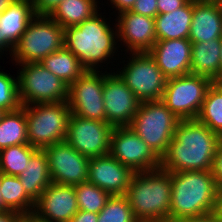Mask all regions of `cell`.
<instances>
[{
  "mask_svg": "<svg viewBox=\"0 0 222 222\" xmlns=\"http://www.w3.org/2000/svg\"><path fill=\"white\" fill-rule=\"evenodd\" d=\"M36 15H49L63 0H31Z\"/></svg>",
  "mask_w": 222,
  "mask_h": 222,
  "instance_id": "obj_35",
  "label": "cell"
},
{
  "mask_svg": "<svg viewBox=\"0 0 222 222\" xmlns=\"http://www.w3.org/2000/svg\"><path fill=\"white\" fill-rule=\"evenodd\" d=\"M192 42L189 39L157 40L149 51L167 78L190 73Z\"/></svg>",
  "mask_w": 222,
  "mask_h": 222,
  "instance_id": "obj_19",
  "label": "cell"
},
{
  "mask_svg": "<svg viewBox=\"0 0 222 222\" xmlns=\"http://www.w3.org/2000/svg\"><path fill=\"white\" fill-rule=\"evenodd\" d=\"M130 11L155 18L158 15L157 0H136Z\"/></svg>",
  "mask_w": 222,
  "mask_h": 222,
  "instance_id": "obj_34",
  "label": "cell"
},
{
  "mask_svg": "<svg viewBox=\"0 0 222 222\" xmlns=\"http://www.w3.org/2000/svg\"><path fill=\"white\" fill-rule=\"evenodd\" d=\"M37 150L38 148L29 144L13 145L0 150V173L20 176Z\"/></svg>",
  "mask_w": 222,
  "mask_h": 222,
  "instance_id": "obj_29",
  "label": "cell"
},
{
  "mask_svg": "<svg viewBox=\"0 0 222 222\" xmlns=\"http://www.w3.org/2000/svg\"><path fill=\"white\" fill-rule=\"evenodd\" d=\"M78 210L99 213L111 196L107 191L100 189L95 184L84 182L74 185Z\"/></svg>",
  "mask_w": 222,
  "mask_h": 222,
  "instance_id": "obj_31",
  "label": "cell"
},
{
  "mask_svg": "<svg viewBox=\"0 0 222 222\" xmlns=\"http://www.w3.org/2000/svg\"><path fill=\"white\" fill-rule=\"evenodd\" d=\"M64 46V28L48 15H36L15 45L11 61L16 64L40 62Z\"/></svg>",
  "mask_w": 222,
  "mask_h": 222,
  "instance_id": "obj_7",
  "label": "cell"
},
{
  "mask_svg": "<svg viewBox=\"0 0 222 222\" xmlns=\"http://www.w3.org/2000/svg\"><path fill=\"white\" fill-rule=\"evenodd\" d=\"M169 221L214 212L219 193L212 171L171 172Z\"/></svg>",
  "mask_w": 222,
  "mask_h": 222,
  "instance_id": "obj_3",
  "label": "cell"
},
{
  "mask_svg": "<svg viewBox=\"0 0 222 222\" xmlns=\"http://www.w3.org/2000/svg\"><path fill=\"white\" fill-rule=\"evenodd\" d=\"M16 0H0V15Z\"/></svg>",
  "mask_w": 222,
  "mask_h": 222,
  "instance_id": "obj_44",
  "label": "cell"
},
{
  "mask_svg": "<svg viewBox=\"0 0 222 222\" xmlns=\"http://www.w3.org/2000/svg\"><path fill=\"white\" fill-rule=\"evenodd\" d=\"M48 160L52 183L77 185L87 182L89 158L77 152L66 141L43 149Z\"/></svg>",
  "mask_w": 222,
  "mask_h": 222,
  "instance_id": "obj_14",
  "label": "cell"
},
{
  "mask_svg": "<svg viewBox=\"0 0 222 222\" xmlns=\"http://www.w3.org/2000/svg\"><path fill=\"white\" fill-rule=\"evenodd\" d=\"M26 218L13 211L0 212V222H25Z\"/></svg>",
  "mask_w": 222,
  "mask_h": 222,
  "instance_id": "obj_41",
  "label": "cell"
},
{
  "mask_svg": "<svg viewBox=\"0 0 222 222\" xmlns=\"http://www.w3.org/2000/svg\"><path fill=\"white\" fill-rule=\"evenodd\" d=\"M19 144H29L25 106L5 112L0 120V150Z\"/></svg>",
  "mask_w": 222,
  "mask_h": 222,
  "instance_id": "obj_28",
  "label": "cell"
},
{
  "mask_svg": "<svg viewBox=\"0 0 222 222\" xmlns=\"http://www.w3.org/2000/svg\"><path fill=\"white\" fill-rule=\"evenodd\" d=\"M214 212L218 216V218L222 221V190L219 191L217 201H216V207Z\"/></svg>",
  "mask_w": 222,
  "mask_h": 222,
  "instance_id": "obj_42",
  "label": "cell"
},
{
  "mask_svg": "<svg viewBox=\"0 0 222 222\" xmlns=\"http://www.w3.org/2000/svg\"><path fill=\"white\" fill-rule=\"evenodd\" d=\"M123 68L116 71L126 86L142 102L160 101L163 98L167 77L157 66L149 52L129 53ZM121 70V71H120Z\"/></svg>",
  "mask_w": 222,
  "mask_h": 222,
  "instance_id": "obj_9",
  "label": "cell"
},
{
  "mask_svg": "<svg viewBox=\"0 0 222 222\" xmlns=\"http://www.w3.org/2000/svg\"><path fill=\"white\" fill-rule=\"evenodd\" d=\"M138 222H172L168 220H151V221H138Z\"/></svg>",
  "mask_w": 222,
  "mask_h": 222,
  "instance_id": "obj_48",
  "label": "cell"
},
{
  "mask_svg": "<svg viewBox=\"0 0 222 222\" xmlns=\"http://www.w3.org/2000/svg\"><path fill=\"white\" fill-rule=\"evenodd\" d=\"M174 222H222L215 212L207 213L200 216L182 217Z\"/></svg>",
  "mask_w": 222,
  "mask_h": 222,
  "instance_id": "obj_38",
  "label": "cell"
},
{
  "mask_svg": "<svg viewBox=\"0 0 222 222\" xmlns=\"http://www.w3.org/2000/svg\"><path fill=\"white\" fill-rule=\"evenodd\" d=\"M4 52L9 53L11 56L13 53V50L3 41V39L1 38V33H0V56H1L0 58L1 59H2V55L4 54Z\"/></svg>",
  "mask_w": 222,
  "mask_h": 222,
  "instance_id": "obj_43",
  "label": "cell"
},
{
  "mask_svg": "<svg viewBox=\"0 0 222 222\" xmlns=\"http://www.w3.org/2000/svg\"><path fill=\"white\" fill-rule=\"evenodd\" d=\"M78 212L75 188L51 183L35 201L32 222H69Z\"/></svg>",
  "mask_w": 222,
  "mask_h": 222,
  "instance_id": "obj_16",
  "label": "cell"
},
{
  "mask_svg": "<svg viewBox=\"0 0 222 222\" xmlns=\"http://www.w3.org/2000/svg\"><path fill=\"white\" fill-rule=\"evenodd\" d=\"M133 174L129 167L106 154L89 159L87 181L110 195H126Z\"/></svg>",
  "mask_w": 222,
  "mask_h": 222,
  "instance_id": "obj_18",
  "label": "cell"
},
{
  "mask_svg": "<svg viewBox=\"0 0 222 222\" xmlns=\"http://www.w3.org/2000/svg\"><path fill=\"white\" fill-rule=\"evenodd\" d=\"M4 113H5V112L0 109V120H1V117H2V115H3Z\"/></svg>",
  "mask_w": 222,
  "mask_h": 222,
  "instance_id": "obj_49",
  "label": "cell"
},
{
  "mask_svg": "<svg viewBox=\"0 0 222 222\" xmlns=\"http://www.w3.org/2000/svg\"><path fill=\"white\" fill-rule=\"evenodd\" d=\"M0 193L4 207L29 219L35 202L25 192L18 176L0 173Z\"/></svg>",
  "mask_w": 222,
  "mask_h": 222,
  "instance_id": "obj_26",
  "label": "cell"
},
{
  "mask_svg": "<svg viewBox=\"0 0 222 222\" xmlns=\"http://www.w3.org/2000/svg\"><path fill=\"white\" fill-rule=\"evenodd\" d=\"M18 177L27 195L35 202L52 183L47 156L43 149H38L31 156L25 171Z\"/></svg>",
  "mask_w": 222,
  "mask_h": 222,
  "instance_id": "obj_24",
  "label": "cell"
},
{
  "mask_svg": "<svg viewBox=\"0 0 222 222\" xmlns=\"http://www.w3.org/2000/svg\"><path fill=\"white\" fill-rule=\"evenodd\" d=\"M171 193V172L158 168L135 172L131 177L126 197L138 221H169Z\"/></svg>",
  "mask_w": 222,
  "mask_h": 222,
  "instance_id": "obj_4",
  "label": "cell"
},
{
  "mask_svg": "<svg viewBox=\"0 0 222 222\" xmlns=\"http://www.w3.org/2000/svg\"><path fill=\"white\" fill-rule=\"evenodd\" d=\"M22 106L68 101L69 86L39 62L15 64Z\"/></svg>",
  "mask_w": 222,
  "mask_h": 222,
  "instance_id": "obj_8",
  "label": "cell"
},
{
  "mask_svg": "<svg viewBox=\"0 0 222 222\" xmlns=\"http://www.w3.org/2000/svg\"><path fill=\"white\" fill-rule=\"evenodd\" d=\"M98 214L93 212H87L83 210H78L77 213L73 215L69 222H97Z\"/></svg>",
  "mask_w": 222,
  "mask_h": 222,
  "instance_id": "obj_39",
  "label": "cell"
},
{
  "mask_svg": "<svg viewBox=\"0 0 222 222\" xmlns=\"http://www.w3.org/2000/svg\"><path fill=\"white\" fill-rule=\"evenodd\" d=\"M222 137L197 119L180 120L161 168L168 172L212 171Z\"/></svg>",
  "mask_w": 222,
  "mask_h": 222,
  "instance_id": "obj_1",
  "label": "cell"
},
{
  "mask_svg": "<svg viewBox=\"0 0 222 222\" xmlns=\"http://www.w3.org/2000/svg\"><path fill=\"white\" fill-rule=\"evenodd\" d=\"M103 100L106 122L113 127L129 126L141 103L111 69L104 72Z\"/></svg>",
  "mask_w": 222,
  "mask_h": 222,
  "instance_id": "obj_15",
  "label": "cell"
},
{
  "mask_svg": "<svg viewBox=\"0 0 222 222\" xmlns=\"http://www.w3.org/2000/svg\"><path fill=\"white\" fill-rule=\"evenodd\" d=\"M104 72L86 71L68 89L71 113L91 120L106 122L103 100Z\"/></svg>",
  "mask_w": 222,
  "mask_h": 222,
  "instance_id": "obj_13",
  "label": "cell"
},
{
  "mask_svg": "<svg viewBox=\"0 0 222 222\" xmlns=\"http://www.w3.org/2000/svg\"><path fill=\"white\" fill-rule=\"evenodd\" d=\"M113 128L107 122L71 114L65 141L89 159L104 156L110 154Z\"/></svg>",
  "mask_w": 222,
  "mask_h": 222,
  "instance_id": "obj_11",
  "label": "cell"
},
{
  "mask_svg": "<svg viewBox=\"0 0 222 222\" xmlns=\"http://www.w3.org/2000/svg\"><path fill=\"white\" fill-rule=\"evenodd\" d=\"M194 0L173 12L158 14L155 20L157 40L189 39Z\"/></svg>",
  "mask_w": 222,
  "mask_h": 222,
  "instance_id": "obj_22",
  "label": "cell"
},
{
  "mask_svg": "<svg viewBox=\"0 0 222 222\" xmlns=\"http://www.w3.org/2000/svg\"><path fill=\"white\" fill-rule=\"evenodd\" d=\"M196 119L222 137V92L214 83L208 89Z\"/></svg>",
  "mask_w": 222,
  "mask_h": 222,
  "instance_id": "obj_30",
  "label": "cell"
},
{
  "mask_svg": "<svg viewBox=\"0 0 222 222\" xmlns=\"http://www.w3.org/2000/svg\"><path fill=\"white\" fill-rule=\"evenodd\" d=\"M1 70V69H0ZM18 88V77L0 71V109L4 112L14 111L21 107Z\"/></svg>",
  "mask_w": 222,
  "mask_h": 222,
  "instance_id": "obj_33",
  "label": "cell"
},
{
  "mask_svg": "<svg viewBox=\"0 0 222 222\" xmlns=\"http://www.w3.org/2000/svg\"><path fill=\"white\" fill-rule=\"evenodd\" d=\"M110 155L134 173L161 168V159L128 126L113 128Z\"/></svg>",
  "mask_w": 222,
  "mask_h": 222,
  "instance_id": "obj_12",
  "label": "cell"
},
{
  "mask_svg": "<svg viewBox=\"0 0 222 222\" xmlns=\"http://www.w3.org/2000/svg\"><path fill=\"white\" fill-rule=\"evenodd\" d=\"M110 1V5L112 9L115 8L116 12L118 14L124 12V11H129L132 9L134 3L136 2V0H108Z\"/></svg>",
  "mask_w": 222,
  "mask_h": 222,
  "instance_id": "obj_40",
  "label": "cell"
},
{
  "mask_svg": "<svg viewBox=\"0 0 222 222\" xmlns=\"http://www.w3.org/2000/svg\"><path fill=\"white\" fill-rule=\"evenodd\" d=\"M39 63L68 86L87 71L79 59L65 46L49 54Z\"/></svg>",
  "mask_w": 222,
  "mask_h": 222,
  "instance_id": "obj_25",
  "label": "cell"
},
{
  "mask_svg": "<svg viewBox=\"0 0 222 222\" xmlns=\"http://www.w3.org/2000/svg\"><path fill=\"white\" fill-rule=\"evenodd\" d=\"M179 121L161 100L142 102L128 127L161 159Z\"/></svg>",
  "mask_w": 222,
  "mask_h": 222,
  "instance_id": "obj_5",
  "label": "cell"
},
{
  "mask_svg": "<svg viewBox=\"0 0 222 222\" xmlns=\"http://www.w3.org/2000/svg\"><path fill=\"white\" fill-rule=\"evenodd\" d=\"M35 16L31 0H16L0 15L1 38L12 50Z\"/></svg>",
  "mask_w": 222,
  "mask_h": 222,
  "instance_id": "obj_21",
  "label": "cell"
},
{
  "mask_svg": "<svg viewBox=\"0 0 222 222\" xmlns=\"http://www.w3.org/2000/svg\"><path fill=\"white\" fill-rule=\"evenodd\" d=\"M222 39V8L218 0H194L191 42Z\"/></svg>",
  "mask_w": 222,
  "mask_h": 222,
  "instance_id": "obj_20",
  "label": "cell"
},
{
  "mask_svg": "<svg viewBox=\"0 0 222 222\" xmlns=\"http://www.w3.org/2000/svg\"><path fill=\"white\" fill-rule=\"evenodd\" d=\"M189 0H157L158 14H165L183 7Z\"/></svg>",
  "mask_w": 222,
  "mask_h": 222,
  "instance_id": "obj_36",
  "label": "cell"
},
{
  "mask_svg": "<svg viewBox=\"0 0 222 222\" xmlns=\"http://www.w3.org/2000/svg\"><path fill=\"white\" fill-rule=\"evenodd\" d=\"M3 211H7V209L4 207L2 195L0 193V212H3Z\"/></svg>",
  "mask_w": 222,
  "mask_h": 222,
  "instance_id": "obj_46",
  "label": "cell"
},
{
  "mask_svg": "<svg viewBox=\"0 0 222 222\" xmlns=\"http://www.w3.org/2000/svg\"><path fill=\"white\" fill-rule=\"evenodd\" d=\"M97 222H138L126 195H111L98 213Z\"/></svg>",
  "mask_w": 222,
  "mask_h": 222,
  "instance_id": "obj_32",
  "label": "cell"
},
{
  "mask_svg": "<svg viewBox=\"0 0 222 222\" xmlns=\"http://www.w3.org/2000/svg\"><path fill=\"white\" fill-rule=\"evenodd\" d=\"M213 175L215 177L216 184L218 186L219 191L222 190V142L220 143L214 163H213V168H212Z\"/></svg>",
  "mask_w": 222,
  "mask_h": 222,
  "instance_id": "obj_37",
  "label": "cell"
},
{
  "mask_svg": "<svg viewBox=\"0 0 222 222\" xmlns=\"http://www.w3.org/2000/svg\"><path fill=\"white\" fill-rule=\"evenodd\" d=\"M25 222H32V221H31V220H29V219H26V220H25Z\"/></svg>",
  "mask_w": 222,
  "mask_h": 222,
  "instance_id": "obj_51",
  "label": "cell"
},
{
  "mask_svg": "<svg viewBox=\"0 0 222 222\" xmlns=\"http://www.w3.org/2000/svg\"><path fill=\"white\" fill-rule=\"evenodd\" d=\"M115 19L118 42L126 53L149 52L156 43L155 20L132 11H124Z\"/></svg>",
  "mask_w": 222,
  "mask_h": 222,
  "instance_id": "obj_17",
  "label": "cell"
},
{
  "mask_svg": "<svg viewBox=\"0 0 222 222\" xmlns=\"http://www.w3.org/2000/svg\"><path fill=\"white\" fill-rule=\"evenodd\" d=\"M220 76H222V39H221V60H220Z\"/></svg>",
  "mask_w": 222,
  "mask_h": 222,
  "instance_id": "obj_47",
  "label": "cell"
},
{
  "mask_svg": "<svg viewBox=\"0 0 222 222\" xmlns=\"http://www.w3.org/2000/svg\"><path fill=\"white\" fill-rule=\"evenodd\" d=\"M98 0H63L48 16L64 29L88 20L101 9ZM99 7V8H98Z\"/></svg>",
  "mask_w": 222,
  "mask_h": 222,
  "instance_id": "obj_27",
  "label": "cell"
},
{
  "mask_svg": "<svg viewBox=\"0 0 222 222\" xmlns=\"http://www.w3.org/2000/svg\"><path fill=\"white\" fill-rule=\"evenodd\" d=\"M213 81L188 73L167 79L162 102L179 119H196Z\"/></svg>",
  "mask_w": 222,
  "mask_h": 222,
  "instance_id": "obj_10",
  "label": "cell"
},
{
  "mask_svg": "<svg viewBox=\"0 0 222 222\" xmlns=\"http://www.w3.org/2000/svg\"><path fill=\"white\" fill-rule=\"evenodd\" d=\"M102 16V13L97 12L88 20L64 29V46L79 59L87 71H102V66L107 61L113 63L110 60L114 59L117 52L120 54L118 48L122 47L118 44L116 22L112 27L113 24Z\"/></svg>",
  "mask_w": 222,
  "mask_h": 222,
  "instance_id": "obj_2",
  "label": "cell"
},
{
  "mask_svg": "<svg viewBox=\"0 0 222 222\" xmlns=\"http://www.w3.org/2000/svg\"><path fill=\"white\" fill-rule=\"evenodd\" d=\"M221 39L192 42L190 73L214 81L220 76Z\"/></svg>",
  "mask_w": 222,
  "mask_h": 222,
  "instance_id": "obj_23",
  "label": "cell"
},
{
  "mask_svg": "<svg viewBox=\"0 0 222 222\" xmlns=\"http://www.w3.org/2000/svg\"><path fill=\"white\" fill-rule=\"evenodd\" d=\"M213 83L218 87V89L222 92V76L217 77Z\"/></svg>",
  "mask_w": 222,
  "mask_h": 222,
  "instance_id": "obj_45",
  "label": "cell"
},
{
  "mask_svg": "<svg viewBox=\"0 0 222 222\" xmlns=\"http://www.w3.org/2000/svg\"><path fill=\"white\" fill-rule=\"evenodd\" d=\"M71 114L68 102L25 106L29 145L44 149L65 141Z\"/></svg>",
  "mask_w": 222,
  "mask_h": 222,
  "instance_id": "obj_6",
  "label": "cell"
},
{
  "mask_svg": "<svg viewBox=\"0 0 222 222\" xmlns=\"http://www.w3.org/2000/svg\"><path fill=\"white\" fill-rule=\"evenodd\" d=\"M218 2L220 3V6L222 8V0H218Z\"/></svg>",
  "mask_w": 222,
  "mask_h": 222,
  "instance_id": "obj_50",
  "label": "cell"
}]
</instances>
